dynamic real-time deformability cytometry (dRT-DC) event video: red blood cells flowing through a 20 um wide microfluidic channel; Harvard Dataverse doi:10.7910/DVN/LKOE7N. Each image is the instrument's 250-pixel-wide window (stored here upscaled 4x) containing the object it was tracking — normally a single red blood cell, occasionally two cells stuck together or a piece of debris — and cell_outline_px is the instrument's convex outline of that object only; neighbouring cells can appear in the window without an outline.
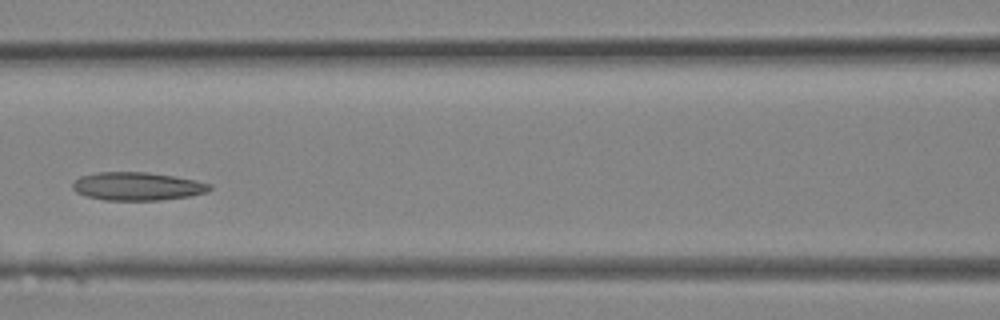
{"species": "Egyptian fruit bat (a non-hibernating species)", "species_latin": "Rousettus aegyptiacus", "temperature_condition": "room temperature", "stored_images_in_passage": 10, "camera_frame_rate_fps": 3000, "um_per_image_px": 0.085, "animal": {"sex": "female"}, "frame": {"image": 1, "passage_image": 9, "time_ms": 2.667, "image_size_px": [1000, 320], "cell_outline_px": [[212, 188], [208, 192], [188, 196], [160, 200], [104, 200], [84, 196], [76, 192], [72, 188], [72, 184], [80, 176], [96, 172], [148, 172], [176, 176], [196, 180], [212, 184]], "centroid_in_image_um": [11.68, 15.83], "position_along_channel_um": 154.9, "area_um2": 22.72}}